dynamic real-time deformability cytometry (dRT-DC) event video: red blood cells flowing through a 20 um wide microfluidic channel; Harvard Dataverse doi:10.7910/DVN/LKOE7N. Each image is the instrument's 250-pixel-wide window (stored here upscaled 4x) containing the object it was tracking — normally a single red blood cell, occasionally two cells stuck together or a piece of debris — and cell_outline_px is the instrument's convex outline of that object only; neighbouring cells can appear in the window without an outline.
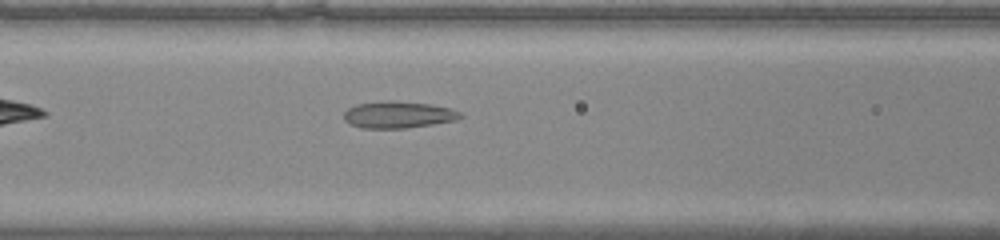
{"species": "common noctule bat (a hibernating species)", "species_latin": "Nyctalus noctula", "temperature_condition": "warm", "stored_images_in_passage": 32, "camera_frame_rate_fps": 3000, "um_per_image_px": 0.085, "animal": {"sex": "male", "body_mass_g": 20.0, "forearm_length_mm": 53.3}, "frame": {"image": 1, "passage_image": 7, "time_ms": 2.0, "image_size_px": [1000, 240], "cell_outline_px": [[464, 116], [456, 120], [432, 124], [404, 128], [360, 128], [348, 124], [344, 120], [344, 112], [348, 108], [356, 104], [432, 104], [452, 108], [460, 112]], "centroid_in_image_um": [33.87, 9.81], "position_along_channel_um": 132.7, "area_um2": 17.22}}
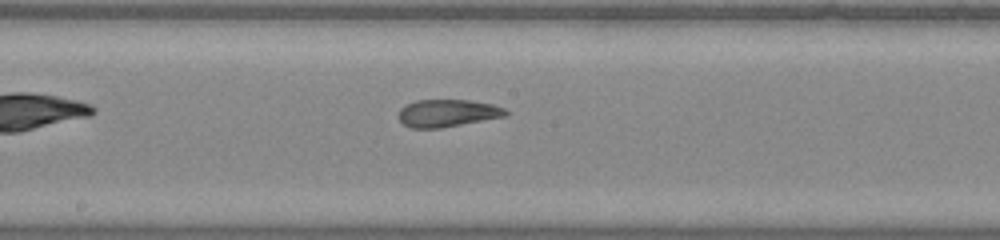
{"frame": {"image": 2, "passage_image": 12, "time_ms": 3.667, "image_size_px": [1000, 240], "cell_outline_px": [[508, 116], [440, 128], [412, 128], [404, 124], [400, 120], [400, 108], [416, 100], [468, 100], [492, 104], [504, 108], [508, 112]], "centroid_in_image_um": [38.07, 9.62], "position_along_channel_um": 210.1, "area_um2": 16.99}}
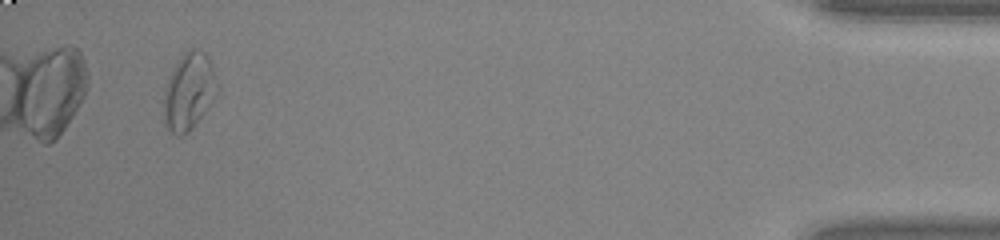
{"frame": {"image": 3, "passage_image": 30, "time_ms": 9.667, "image_size_px": [1000, 240], "cell_outline_px": [[220, 88], [216, 96], [204, 112], [188, 132], [180, 136], [176, 136], [164, 124], [164, 88], [172, 68], [180, 56], [184, 52], [192, 48], [196, 48], [204, 52], [208, 56], [212, 64]], "centroid_in_image_um": [16.07, 7.73], "position_along_channel_um": 419.1, "area_um2": 24.22}}